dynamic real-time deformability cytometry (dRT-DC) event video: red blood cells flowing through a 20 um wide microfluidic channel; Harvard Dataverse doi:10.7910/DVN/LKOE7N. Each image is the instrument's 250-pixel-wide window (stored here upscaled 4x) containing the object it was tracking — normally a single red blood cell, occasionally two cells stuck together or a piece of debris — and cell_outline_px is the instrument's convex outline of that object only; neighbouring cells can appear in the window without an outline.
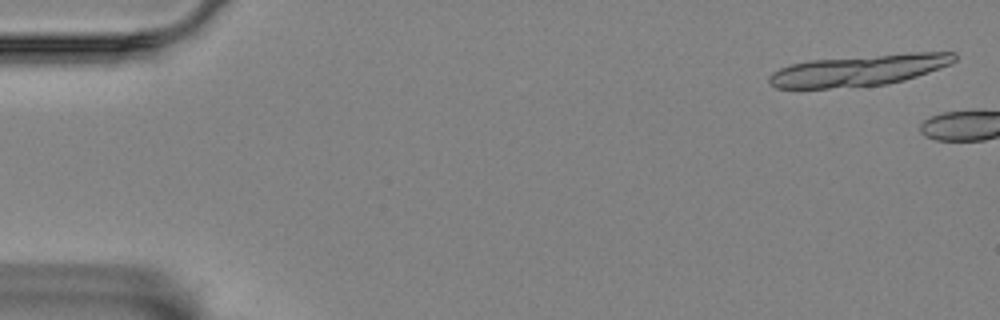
{"species": "Egyptian fruit bat (a non-hibernating species)", "species_latin": "Rousettus aegyptiacus", "temperature_condition": "room temperature", "stored_images_in_passage": 4, "camera_frame_rate_fps": 3000, "um_per_image_px": 0.085, "animal": {"sex": "female"}, "frame": {"image": 1, "passage_image": 1, "time_ms": 0.0, "image_size_px": [1000, 320], "cell_outline_px": [[956, 60], [952, 64], [904, 80], [888, 84], [828, 88], [776, 88], [768, 84], [768, 76], [772, 72], [780, 68], [792, 64], [808, 60], [908, 52], [956, 52]], "centroid_in_image_um": [73.01, 5.96], "position_along_channel_um": 12.0, "area_um2": 33.99}}